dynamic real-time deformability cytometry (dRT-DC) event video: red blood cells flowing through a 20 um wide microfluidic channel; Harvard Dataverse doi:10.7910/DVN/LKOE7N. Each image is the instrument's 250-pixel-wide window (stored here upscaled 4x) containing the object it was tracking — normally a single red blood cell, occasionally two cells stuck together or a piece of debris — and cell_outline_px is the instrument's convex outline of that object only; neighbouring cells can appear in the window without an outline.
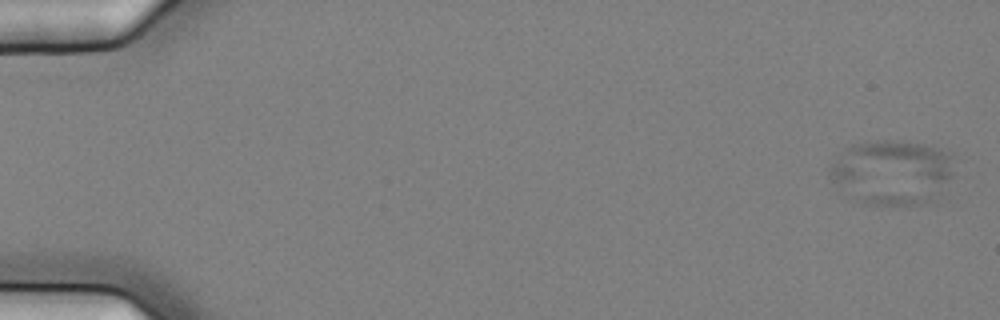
{"species": "common noctule bat (a hibernating species)", "species_latin": "Nyctalus noctula", "temperature_condition": "cold", "stored_images_in_passage": 9, "camera_frame_rate_fps": 3000, "um_per_image_px": 0.085, "animal": {"sex": "female", "body_mass_g": 25.1}, "frame": {"image": 1, "passage_image": 1, "time_ms": 0.0, "image_size_px": [1000, 320], "cell_outline_px": [[952, 176], [936, 204], [864, 204], [852, 200], [828, 176], [828, 172], [832, 164], [840, 152], [844, 148], [852, 144], [876, 140], [908, 140], [924, 144], [948, 152], [952, 156]], "centroid_in_image_um": [75.84, 14.65], "position_along_channel_um": 9.2, "area_um2": 47.92}}
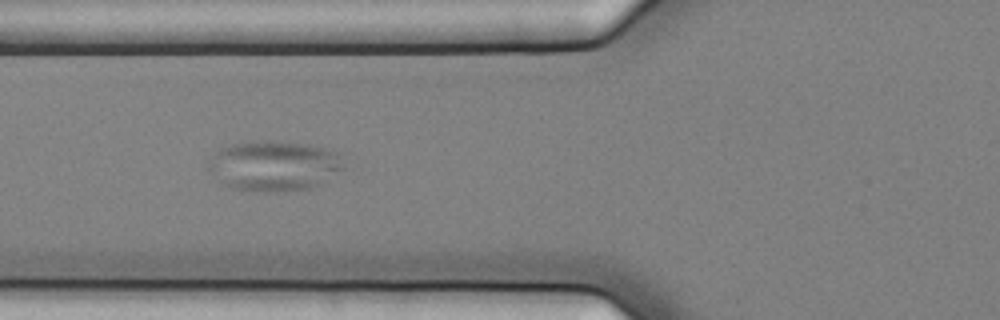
{"frame": {"image": 2, "passage_image": 7, "time_ms": 2.0, "image_size_px": [1000, 320], "cell_outline_px": [[344, 168], [328, 184], [312, 188], [276, 192], [252, 192], [232, 188], [224, 184], [208, 168], [208, 164], [216, 152], [220, 148], [232, 144], [248, 140], [272, 140], [308, 144], [340, 152]], "centroid_in_image_um": [23.38, 14.1], "position_along_channel_um": 102.4, "area_um2": 40.52}}
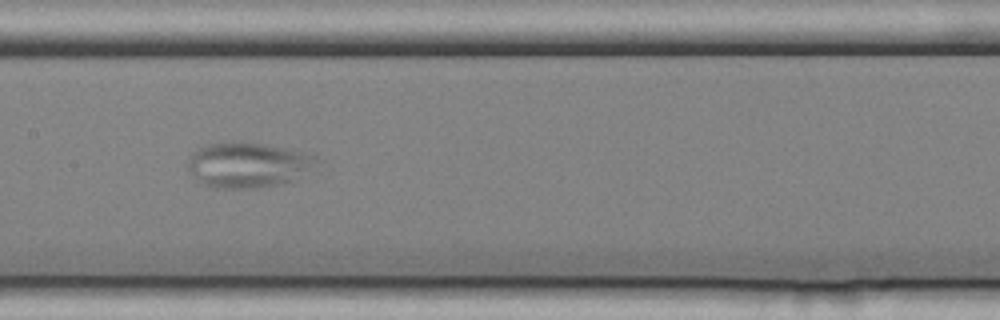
{"frame": {"image": 3, "passage_image": 9, "time_ms": 2.667, "image_size_px": [1000, 320], "cell_outline_px": [[320, 160], [292, 180], [260, 188], [212, 188], [204, 184], [192, 176], [188, 168], [188, 156], [192, 152], [208, 144], [236, 140], [240, 140], [284, 148], [316, 156]], "centroid_in_image_um": [20.98, 14.0], "position_along_channel_um": 186.4, "area_um2": 33.64}}